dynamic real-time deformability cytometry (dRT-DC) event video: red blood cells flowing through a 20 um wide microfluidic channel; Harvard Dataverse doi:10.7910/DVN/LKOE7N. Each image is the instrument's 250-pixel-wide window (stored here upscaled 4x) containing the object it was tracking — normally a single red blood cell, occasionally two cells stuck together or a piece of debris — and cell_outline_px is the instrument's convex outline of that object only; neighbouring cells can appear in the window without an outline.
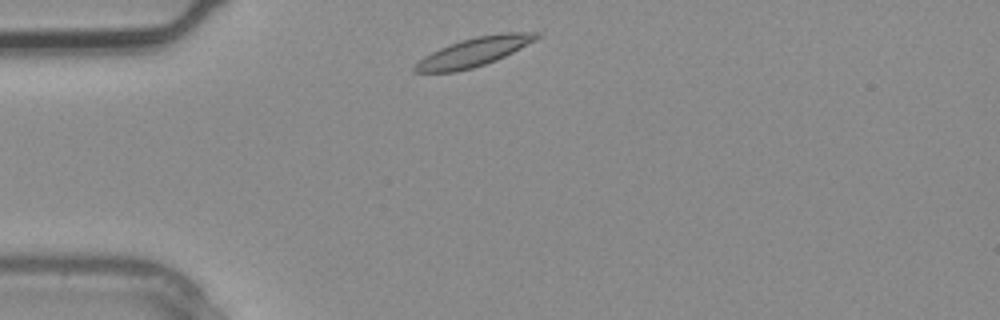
{"species": "common noctule bat (a hibernating species)", "species_latin": "Nyctalus noctula", "temperature_condition": "warm", "stored_images_in_passage": 1, "camera_frame_rate_fps": 3000, "um_per_image_px": 0.085, "animal": {"sex": "male", "body_mass_g": 20.4}, "frame": {"image": 1, "passage_image": 1, "time_ms": 0.0, "image_size_px": [1000, 320], "cell_outline_px": [[540, 36], [520, 48], [496, 60], [472, 68], [456, 72], [412, 72], [412, 68], [424, 56], [440, 48], [460, 40], [476, 36], [504, 32], [540, 32]], "centroid_in_image_um": [40.26, 4.41], "position_along_channel_um": 44.7, "area_um2": 20.17}}